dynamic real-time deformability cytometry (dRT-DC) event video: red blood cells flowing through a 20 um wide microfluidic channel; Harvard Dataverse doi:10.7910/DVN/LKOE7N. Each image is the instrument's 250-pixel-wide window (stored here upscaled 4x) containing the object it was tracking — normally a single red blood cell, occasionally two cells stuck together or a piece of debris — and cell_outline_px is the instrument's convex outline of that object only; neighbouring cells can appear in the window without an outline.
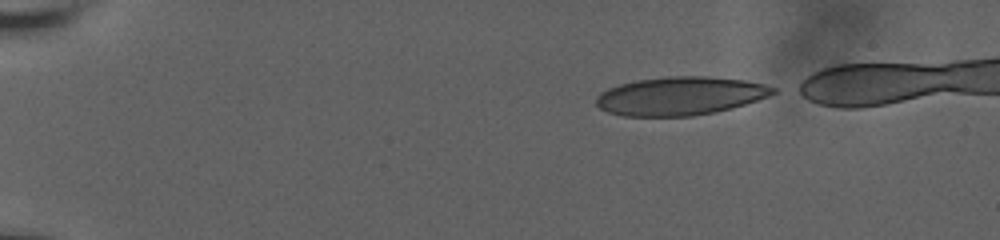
{"species": "human", "species_latin": "Homo sapiens", "temperature_condition": "room temperature", "stored_images_in_passage": 47, "camera_frame_rate_fps": 3000, "um_per_image_px": 0.085, "donor": {"sex": "male"}, "frame": {"image": 1, "passage_image": 1, "time_ms": 0.0, "image_size_px": [1000, 240], "cell_outline_px": [[776, 92], [768, 96], [732, 108], [692, 116], [624, 116], [608, 112], [600, 108], [596, 104], [596, 96], [600, 92], [608, 88], [620, 84], [636, 80], [668, 76], [708, 76], [744, 80], [764, 84], [776, 88]], "centroid_in_image_um": [57.79, 8.15], "position_along_channel_um": 27.2, "area_um2": 39.48}}
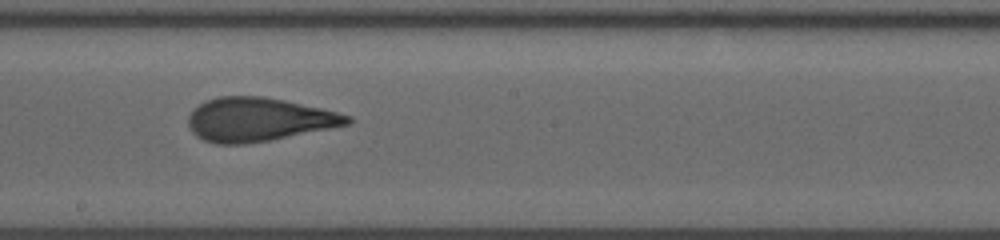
{"frame": {"image": 2, "passage_image": 26, "time_ms": 8.333, "image_size_px": [1000, 240], "cell_outline_px": [[352, 120], [348, 124], [332, 128], [272, 140], [244, 144], [216, 144], [204, 140], [196, 136], [192, 132], [188, 124], [188, 116], [200, 104], [208, 100], [220, 96], [260, 96], [284, 100], [320, 108], [352, 116]], "centroid_in_image_um": [21.97, 10.17], "position_along_channel_um": 226.2, "area_um2": 40.29}}
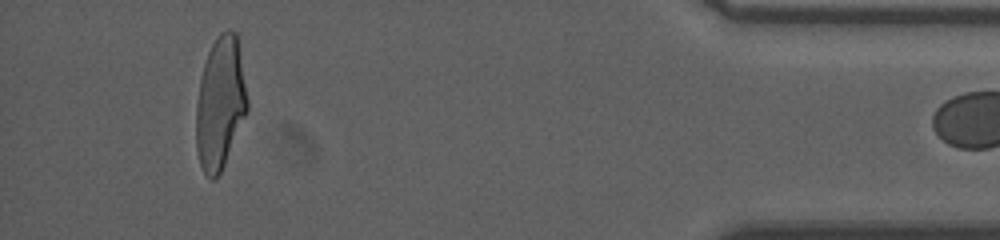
{"frame": {"image": 3, "passage_image": 46, "time_ms": 15.0, "image_size_px": [1000, 240], "cell_outline_px": [[248, 108], [224, 164], [220, 172], [212, 180], [204, 172], [200, 164], [196, 148], [196, 104], [200, 80], [204, 64], [208, 52], [212, 44], [220, 32], [228, 28], [236, 32], [248, 100]], "centroid_in_image_um": [18.7, 8.74], "position_along_channel_um": 416.5, "area_um2": 38.96}}